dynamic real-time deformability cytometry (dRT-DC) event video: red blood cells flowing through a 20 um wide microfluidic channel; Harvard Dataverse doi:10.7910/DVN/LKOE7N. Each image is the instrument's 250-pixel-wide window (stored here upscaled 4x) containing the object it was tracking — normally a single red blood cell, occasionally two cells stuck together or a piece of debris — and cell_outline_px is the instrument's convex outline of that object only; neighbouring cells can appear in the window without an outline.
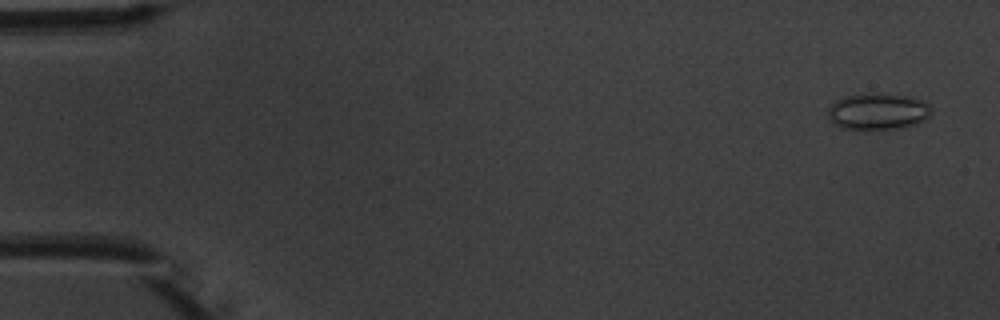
{"species": "common noctule bat (a hibernating species)", "species_latin": "Nyctalus noctula", "temperature_condition": "warm", "stored_images_in_passage": 5, "camera_frame_rate_fps": 3000, "um_per_image_px": 0.085, "animal": {"sex": "male", "body_mass_g": 20.1, "forearm_length_mm": 53.5}, "frame": {"image": 1, "passage_image": 1, "time_ms": 0.0, "image_size_px": [1000, 320], "cell_outline_px": [[932, 112], [928, 116], [912, 124], [896, 128], [840, 128], [828, 116], [828, 108], [836, 100], [848, 96], [908, 96], [920, 100], [928, 104]], "centroid_in_image_um": [74.6, 9.5], "position_along_channel_um": 10.4, "area_um2": 20.46}}
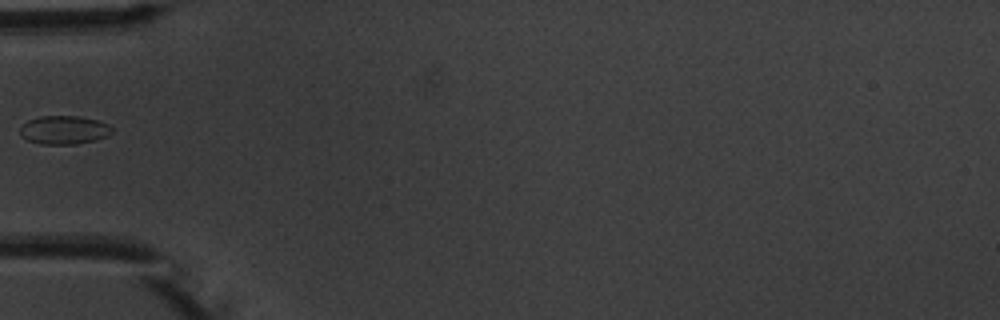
{"frame": {"image": 2, "passage_image": 5, "time_ms": 5.333, "image_size_px": [1000, 320], "cell_outline_px": [[112, 132], [108, 136], [96, 140], [76, 144], [40, 144], [28, 140], [20, 136], [20, 128], [28, 120], [40, 116], [80, 116], [96, 120], [108, 124], [112, 128]], "centroid_in_image_um": [5.44, 11.05], "position_along_channel_um": 79.6, "area_um2": 15.32}}